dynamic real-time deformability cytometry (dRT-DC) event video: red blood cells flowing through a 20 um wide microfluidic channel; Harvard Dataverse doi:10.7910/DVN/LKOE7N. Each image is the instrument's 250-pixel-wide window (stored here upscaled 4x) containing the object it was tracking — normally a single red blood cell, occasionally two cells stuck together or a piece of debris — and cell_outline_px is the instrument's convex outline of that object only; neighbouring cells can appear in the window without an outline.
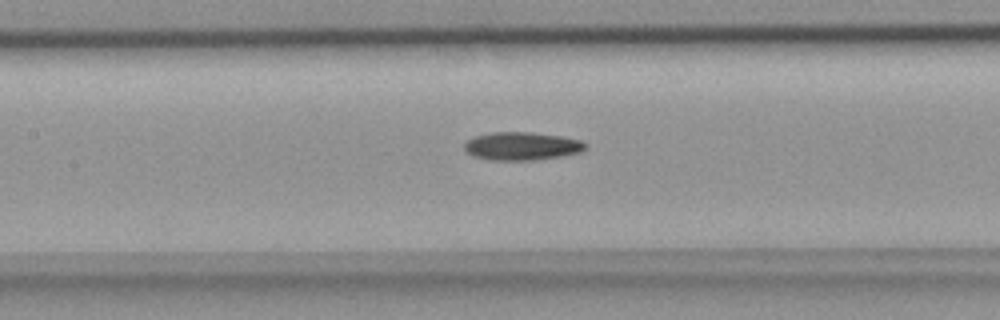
{"species": "common noctule bat (a hibernating species)", "species_latin": "Nyctalus noctula", "temperature_condition": "room temperature", "stored_images_in_passage": 33, "camera_frame_rate_fps": 3000, "um_per_image_px": 0.085, "animal": {"sex": "female", "body_mass_g": 18.4}, "frame": {"image": 1, "passage_image": 7, "time_ms": 2.0, "image_size_px": [1000, 320], "cell_outline_px": [[588, 144], [580, 152], [560, 156], [532, 160], [488, 160], [472, 156], [464, 148], [464, 144], [468, 140], [476, 136], [492, 132], [528, 132], [560, 136], [580, 140]], "centroid_in_image_um": [44.33, 12.42], "position_along_channel_um": 163.1, "area_um2": 19.65}}
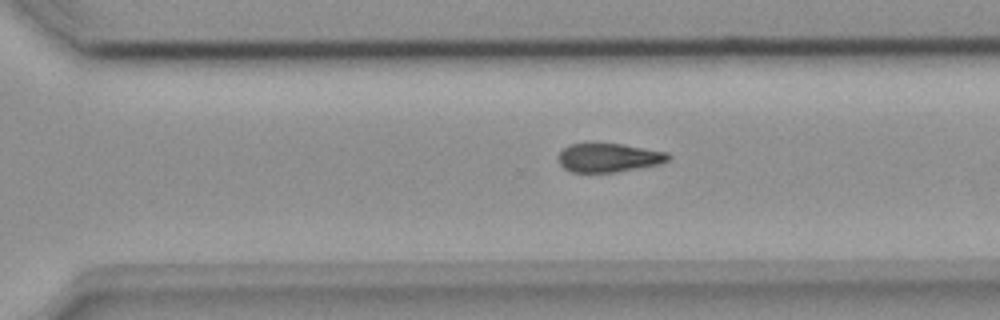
{"frame": {"image": 2, "passage_image": 18, "time_ms": 5.667, "image_size_px": [1000, 320], "cell_outline_px": [[672, 156], [668, 160], [660, 164], [616, 172], [572, 172], [564, 168], [560, 164], [556, 156], [568, 144], [620, 144], [668, 152]], "centroid_in_image_um": [51.73, 13.41], "position_along_channel_um": 318.9, "area_um2": 18.38}}
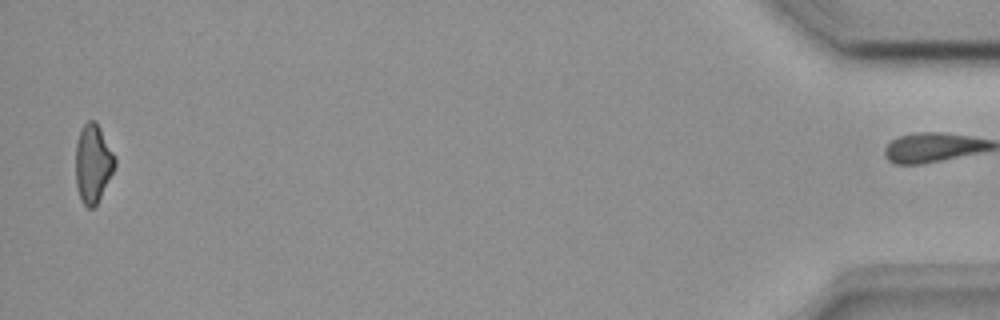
{"frame": {"image": 3, "passage_image": 32, "time_ms": 10.333, "image_size_px": [1000, 320], "cell_outline_px": [[116, 164], [96, 204], [92, 208], [88, 208], [80, 200], [76, 184], [76, 140], [80, 128], [88, 120], [96, 120], [116, 160]], "centroid_in_image_um": [7.87, 13.86], "position_along_channel_um": 427.3, "area_um2": 17.69}}